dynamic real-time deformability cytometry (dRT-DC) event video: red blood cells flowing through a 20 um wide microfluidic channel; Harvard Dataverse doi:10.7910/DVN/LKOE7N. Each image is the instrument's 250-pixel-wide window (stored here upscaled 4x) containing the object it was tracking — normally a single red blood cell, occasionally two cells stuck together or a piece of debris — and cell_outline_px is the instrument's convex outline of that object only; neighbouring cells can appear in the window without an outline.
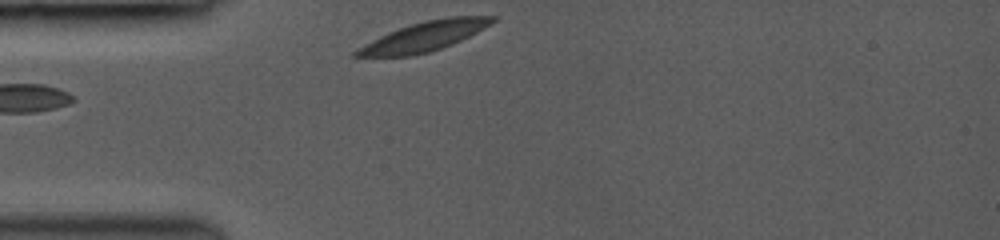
{"species": "common noctule bat (a hibernating species)", "species_latin": "Nyctalus noctula", "temperature_condition": "room temperature", "stored_images_in_passage": 20, "camera_frame_rate_fps": 3000, "um_per_image_px": 0.085, "animal": {"sex": "female", "body_mass_g": 19.0, "forearm_length_mm": 53.3}, "frame": {"image": 1, "passage_image": 1, "time_ms": 0.0, "image_size_px": [1000, 240], "cell_outline_px": [[500, 16], [492, 24], [460, 40], [440, 48], [428, 52], [412, 56], [352, 56], [352, 52], [364, 44], [388, 32], [424, 20], [448, 16]], "centroid_in_image_um": [36.07, 3.08], "position_along_channel_um": 48.9, "area_um2": 23.12}}
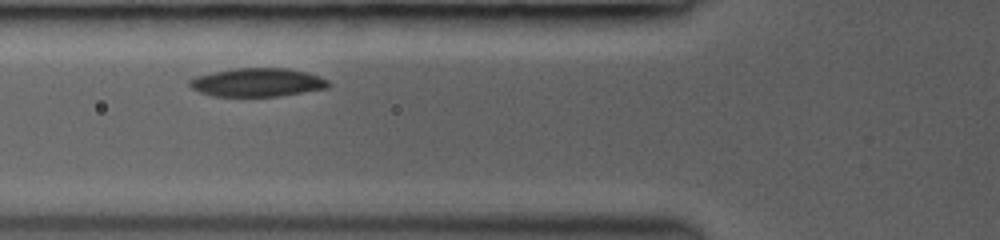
{"frame": {"image": 2, "passage_image": 7, "time_ms": 1.667, "image_size_px": [1000, 240], "cell_outline_px": [[332, 84], [328, 88], [280, 96], [212, 96], [200, 92], [192, 88], [188, 84], [188, 80], [196, 76], [212, 72], [236, 68], [288, 68], [320, 76], [328, 80]], "centroid_in_image_um": [21.89, 7.0], "position_along_channel_um": 103.9, "area_um2": 23.12}}